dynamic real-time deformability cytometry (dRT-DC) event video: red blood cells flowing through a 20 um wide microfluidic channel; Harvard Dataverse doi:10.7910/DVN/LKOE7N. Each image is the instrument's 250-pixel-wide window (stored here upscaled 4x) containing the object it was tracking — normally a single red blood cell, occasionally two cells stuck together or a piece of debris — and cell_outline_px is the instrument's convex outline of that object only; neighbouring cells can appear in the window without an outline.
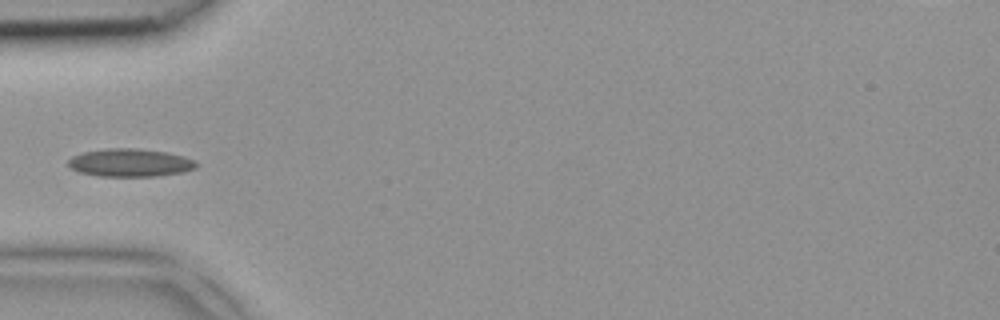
{"species": "common noctule bat (a hibernating species)", "species_latin": "Nyctalus noctula", "temperature_condition": "room temperature", "stored_images_in_passage": 5, "camera_frame_rate_fps": 3000, "um_per_image_px": 0.085, "animal": {"sex": "female", "body_mass_g": 18.4}, "frame": {"image": 1, "passage_image": 4, "time_ms": 1.0, "image_size_px": [1000, 320], "cell_outline_px": [[200, 164], [196, 168], [184, 172], [156, 176], [100, 176], [80, 172], [72, 168], [68, 164], [68, 160], [72, 156], [84, 152], [108, 148], [136, 148], [168, 152], [184, 156]], "centroid_in_image_um": [11.1, 13.82], "position_along_channel_um": 73.9, "area_um2": 20.87}}